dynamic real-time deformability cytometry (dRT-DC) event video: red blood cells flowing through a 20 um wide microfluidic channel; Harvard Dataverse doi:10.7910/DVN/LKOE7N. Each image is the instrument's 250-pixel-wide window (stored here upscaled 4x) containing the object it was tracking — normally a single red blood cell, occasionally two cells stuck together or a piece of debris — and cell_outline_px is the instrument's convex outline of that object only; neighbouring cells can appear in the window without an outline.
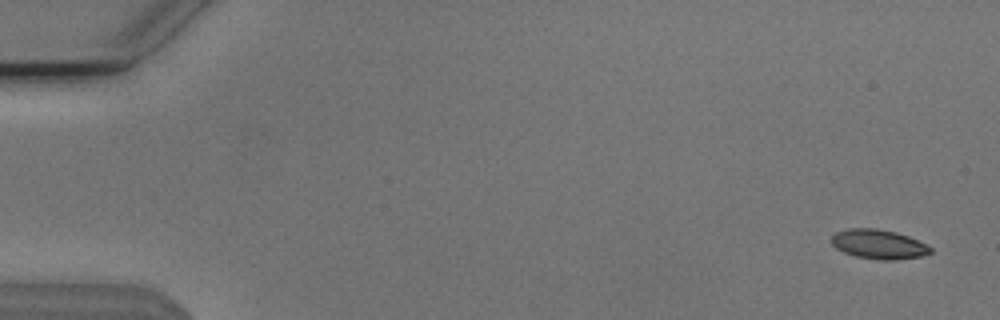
{"species": "Egyptian fruit bat (a non-hibernating species)", "species_latin": "Rousettus aegyptiacus", "temperature_condition": "cold", "stored_images_in_passage": 53, "camera_frame_rate_fps": 3000, "um_per_image_px": 0.085, "animal": {"sex": "male"}, "frame": {"image": 1, "passage_image": 1, "time_ms": 0.0, "image_size_px": [1000, 320], "cell_outline_px": [[932, 252], [920, 256], [892, 260], [880, 260], [856, 256], [844, 252], [836, 248], [832, 244], [832, 236], [836, 232], [852, 228], [876, 228], [896, 232], [908, 236], [932, 248]], "centroid_in_image_um": [74.67, 20.76], "position_along_channel_um": 10.3, "area_um2": 16.7}}
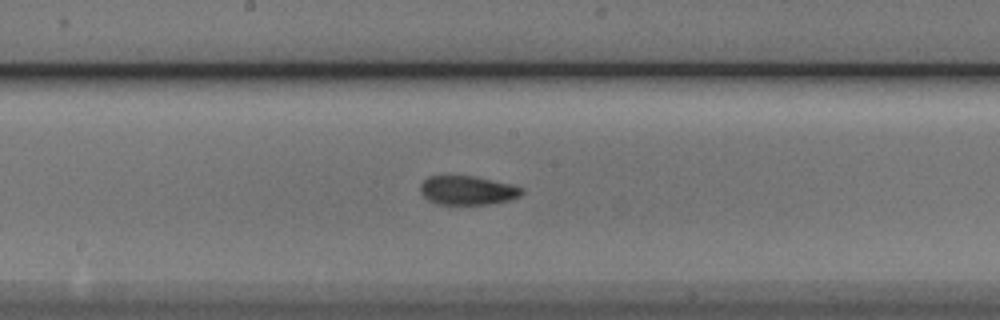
{"frame": {"image": 2, "passage_image": 28, "time_ms": 9.0, "image_size_px": [1000, 320], "cell_outline_px": [[524, 192], [520, 196], [508, 200], [488, 204], [436, 204], [428, 200], [420, 192], [420, 184], [428, 176], [472, 176], [508, 184], [524, 188]], "centroid_in_image_um": [39.7, 16.18], "position_along_channel_um": 208.5, "area_um2": 16.94}}
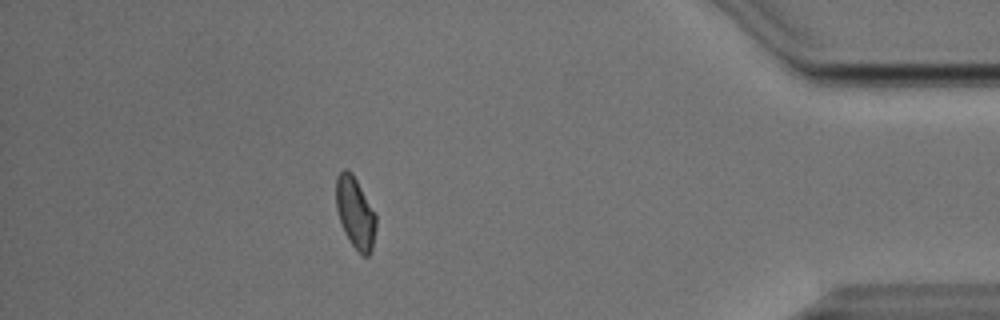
{"frame": {"image": 3, "passage_image": 47, "time_ms": 15.333, "image_size_px": [1000, 320], "cell_outline_px": [[376, 228], [372, 248], [368, 256], [364, 256], [356, 252], [344, 232], [336, 208], [336, 176], [344, 168], [352, 172], [376, 212]], "centroid_in_image_um": [30.21, 18.08], "position_along_channel_um": 405.0, "area_um2": 16.88}, "authors_computed_cell_mechanics": {"area_um2": 16.8198, "velocity_mm_per_s": 3.8035, "shape_relaxation_time_tau1_ms": 4.3473, "shape_relaxation_time_tau2_ms": 2.3711, "deformation_change_tau1": 0.1222, "deformation_change_tau2": 0.0769}}